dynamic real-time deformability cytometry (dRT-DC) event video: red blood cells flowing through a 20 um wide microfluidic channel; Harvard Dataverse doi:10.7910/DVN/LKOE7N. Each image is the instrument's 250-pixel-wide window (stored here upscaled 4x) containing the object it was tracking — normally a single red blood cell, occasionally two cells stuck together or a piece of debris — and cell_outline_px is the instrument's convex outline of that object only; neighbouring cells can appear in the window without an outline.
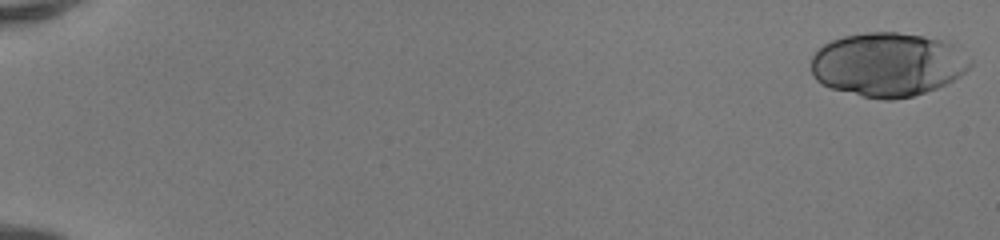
{"species": "human", "species_latin": "Homo sapiens", "temperature_condition": "room temperature", "stored_images_in_passage": 50, "camera_frame_rate_fps": 3000, "um_per_image_px": 0.085, "donor": {"sex": "female"}, "frame": {"image": 1, "passage_image": 1, "time_ms": 0.0, "image_size_px": [1000, 240], "cell_outline_px": [[972, 64], [960, 76], [936, 88], [912, 96], [892, 100], [884, 100], [864, 96], [832, 88], [820, 84], [816, 80], [812, 72], [812, 56], [824, 44], [832, 40], [844, 36], [868, 32], [896, 32], [924, 36], [940, 40], [952, 44], [972, 60]], "centroid_in_image_um": [75.45, 5.48], "position_along_channel_um": 9.5, "area_um2": 58.78}}
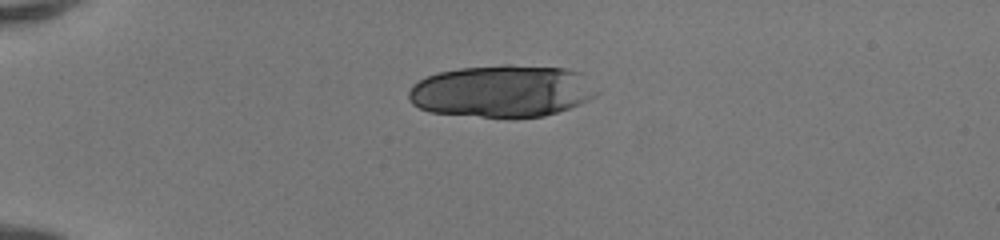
{"frame": {"image": 2, "passage_image": 14, "time_ms": 4.333, "image_size_px": [1000, 240], "cell_outline_px": [[596, 96], [580, 104], [544, 116], [480, 116], [428, 112], [412, 104], [408, 96], [408, 92], [412, 84], [428, 76], [440, 72], [460, 68], [504, 64], [512, 64], [564, 68], [580, 72], [596, 92]], "centroid_in_image_um": [42.63, 7.73], "position_along_channel_um": 42.4, "area_um2": 56.64}}